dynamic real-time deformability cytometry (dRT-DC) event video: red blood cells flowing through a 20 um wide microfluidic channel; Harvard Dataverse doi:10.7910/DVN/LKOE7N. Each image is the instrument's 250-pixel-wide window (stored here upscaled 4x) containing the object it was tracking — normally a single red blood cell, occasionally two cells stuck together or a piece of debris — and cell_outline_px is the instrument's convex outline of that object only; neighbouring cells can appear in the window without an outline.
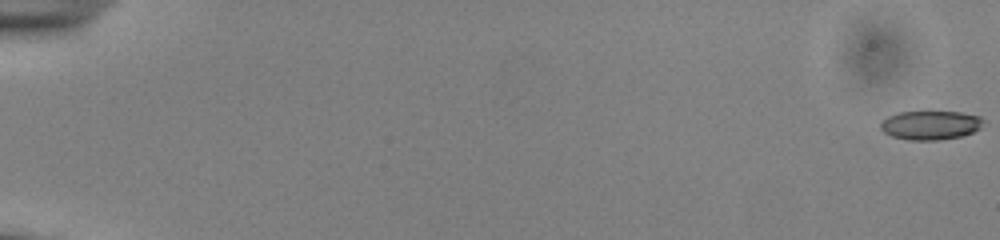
{"species": "common noctule bat (a hibernating species)", "species_latin": "Nyctalus noctula", "temperature_condition": "cold", "stored_images_in_passage": 56, "camera_frame_rate_fps": 3000, "um_per_image_px": 0.085, "animal": {"sex": "male", "body_mass_g": 13.0, "forearm_length_mm": 53.1}, "frame": {"image": 1, "passage_image": 1, "time_ms": 0.0, "image_size_px": [1000, 240], "cell_outline_px": [[984, 120], [980, 128], [964, 136], [936, 140], [908, 140], [892, 136], [884, 132], [880, 128], [880, 124], [888, 116], [900, 112], [960, 112], [980, 116]], "centroid_in_image_um": [79.1, 10.64], "position_along_channel_um": 5.9, "area_um2": 17.28}}
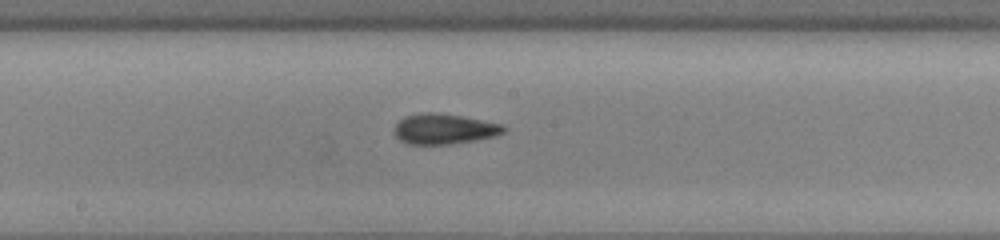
{"frame": {"image": 2, "passage_image": 32, "time_ms": 10.333, "image_size_px": [1000, 240], "cell_outline_px": [[508, 128], [504, 132], [496, 136], [452, 144], [408, 144], [400, 140], [392, 132], [396, 124], [404, 116], [424, 112], [432, 112], [460, 116], [500, 124]], "centroid_in_image_um": [37.71, 10.97], "position_along_channel_um": 210.5, "area_um2": 19.25}}
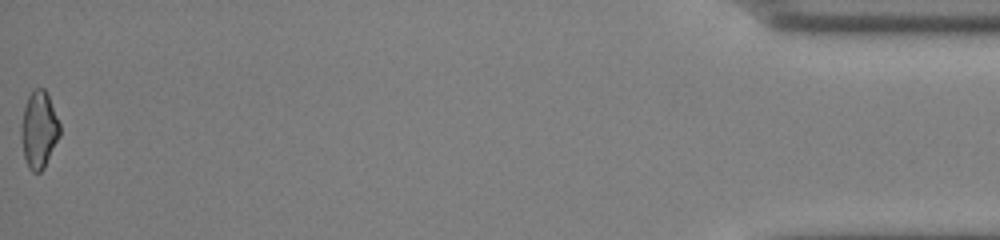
{"frame": {"image": 3, "passage_image": 56, "time_ms": 18.333, "image_size_px": [1000, 240], "cell_outline_px": [[60, 136], [44, 168], [40, 172], [32, 172], [28, 168], [24, 156], [20, 132], [20, 128], [24, 108], [28, 96], [32, 88], [44, 88], [48, 96], [60, 124]], "centroid_in_image_um": [3.3, 11.03], "position_along_channel_um": 431.9, "area_um2": 17.34}, "authors_computed_cell_mechanics": {"area_um2": 18.2937, "velocity_mm_per_s": 3.8676, "shape_relaxation_time_tau1_ms": null, "shape_relaxation_time_tau2_ms": 2.1089, "deformation_change_tau1": null, "deformation_change_tau2": 0.0968}}